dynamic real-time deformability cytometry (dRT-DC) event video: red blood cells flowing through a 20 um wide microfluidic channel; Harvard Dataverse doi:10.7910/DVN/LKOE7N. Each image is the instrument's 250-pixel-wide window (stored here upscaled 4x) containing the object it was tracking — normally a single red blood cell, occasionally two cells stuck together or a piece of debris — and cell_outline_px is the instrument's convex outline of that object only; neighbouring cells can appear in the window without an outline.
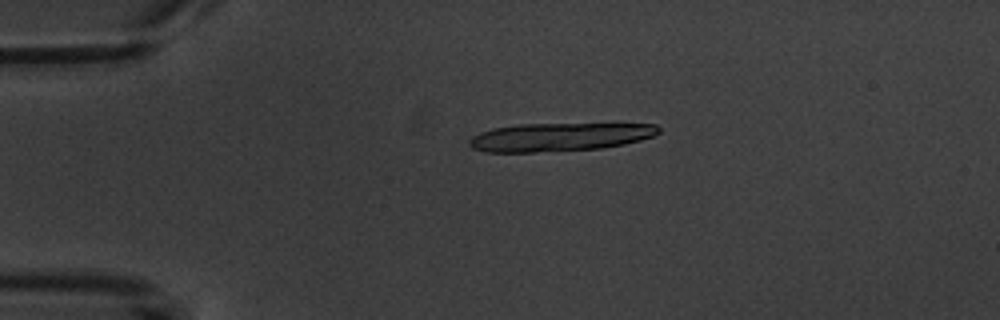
{"species": "common noctule bat (a hibernating species)", "species_latin": "Nyctalus noctula", "temperature_condition": "warm", "stored_images_in_passage": 6, "camera_frame_rate_fps": 3000, "um_per_image_px": 0.085, "animal": {"sex": "male", "body_mass_g": 20.1, "forearm_length_mm": 53.5}, "frame": {"image": 1, "passage_image": 4, "time_ms": 3.333, "image_size_px": [1000, 320], "cell_outline_px": [[660, 132], [652, 136], [640, 140], [624, 144], [600, 148], [532, 152], [484, 152], [472, 148], [468, 144], [468, 140], [472, 136], [480, 132], [492, 128], [520, 124], [656, 124], [660, 128]], "centroid_in_image_um": [47.51, 11.64], "position_along_channel_um": 37.5, "area_um2": 31.1}}
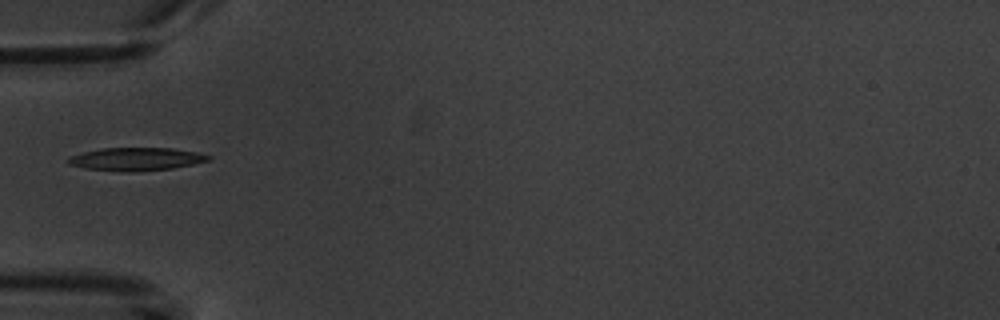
{"frame": {"image": 2, "passage_image": 6, "time_ms": 5.667, "image_size_px": [1000, 320], "cell_outline_px": [[212, 156], [208, 160], [192, 164], [172, 168], [136, 172], [120, 172], [84, 168], [68, 164], [64, 160], [68, 156], [84, 152], [104, 148], [172, 148], [196, 152]], "centroid_in_image_um": [11.5, 13.53], "position_along_channel_um": 73.5, "area_um2": 18.9}}